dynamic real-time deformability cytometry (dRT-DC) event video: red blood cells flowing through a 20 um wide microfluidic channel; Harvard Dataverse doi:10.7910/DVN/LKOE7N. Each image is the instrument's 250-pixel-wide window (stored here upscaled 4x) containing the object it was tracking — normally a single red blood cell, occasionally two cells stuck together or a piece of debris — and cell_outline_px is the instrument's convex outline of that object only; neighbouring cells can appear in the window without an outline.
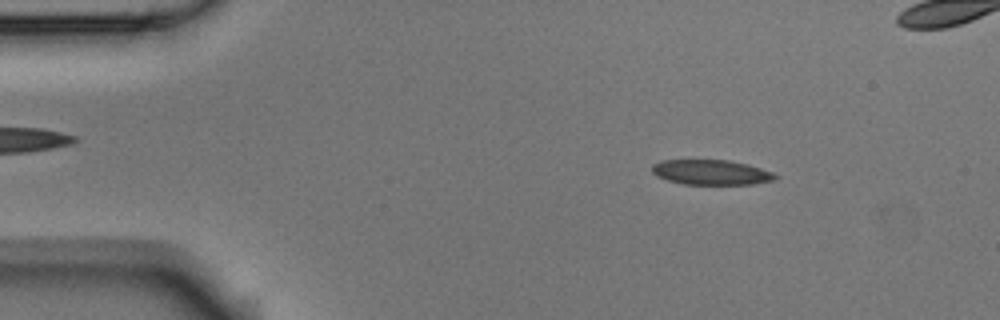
{"species": "Egyptian fruit bat (a non-hibernating species)", "species_latin": "Rousettus aegyptiacus", "temperature_condition": "room temperature", "stored_images_in_passage": 4, "camera_frame_rate_fps": 3000, "um_per_image_px": 0.085, "animal": {"sex": "male"}, "frame": {"image": 1, "passage_image": 2, "time_ms": 0.333, "image_size_px": [1000, 320], "cell_outline_px": [[780, 176], [776, 180], [752, 184], [684, 184], [668, 180], [656, 176], [652, 172], [652, 164], [660, 160], [728, 160], [748, 164], [772, 172]], "centroid_in_image_um": [60.46, 14.64], "position_along_channel_um": 24.5, "area_um2": 18.03}}